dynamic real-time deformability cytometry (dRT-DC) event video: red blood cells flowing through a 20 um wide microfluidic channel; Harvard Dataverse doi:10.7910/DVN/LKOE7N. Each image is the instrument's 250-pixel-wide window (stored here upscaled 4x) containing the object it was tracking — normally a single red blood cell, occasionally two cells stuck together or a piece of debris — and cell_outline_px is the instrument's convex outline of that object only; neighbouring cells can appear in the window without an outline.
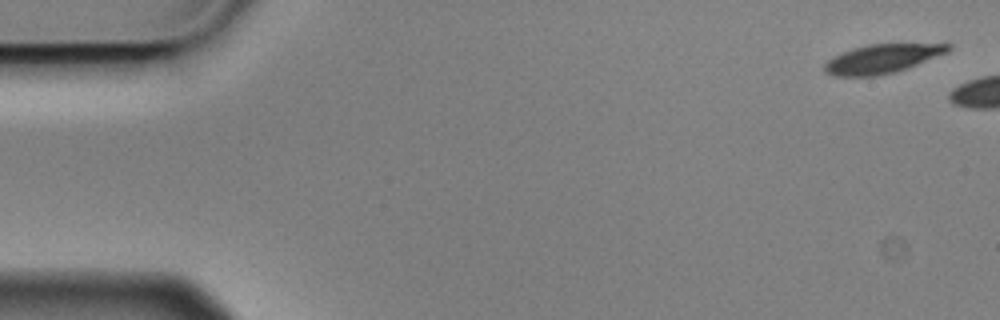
{"species": "Egyptian fruit bat (a non-hibernating species)", "species_latin": "Rousettus aegyptiacus", "temperature_condition": "cold", "stored_images_in_passage": 3, "camera_frame_rate_fps": 3000, "um_per_image_px": 0.085, "animal": {"sex": "male"}, "frame": {"image": 1, "passage_image": 1, "time_ms": 0.0, "image_size_px": [1000, 320], "cell_outline_px": [[952, 48], [948, 52], [908, 68], [896, 72], [876, 76], [832, 76], [824, 72], [824, 64], [832, 56], [840, 52], [852, 48], [868, 44], [952, 44]], "centroid_in_image_um": [74.94, 5.0], "position_along_channel_um": 10.1, "area_um2": 21.04}}